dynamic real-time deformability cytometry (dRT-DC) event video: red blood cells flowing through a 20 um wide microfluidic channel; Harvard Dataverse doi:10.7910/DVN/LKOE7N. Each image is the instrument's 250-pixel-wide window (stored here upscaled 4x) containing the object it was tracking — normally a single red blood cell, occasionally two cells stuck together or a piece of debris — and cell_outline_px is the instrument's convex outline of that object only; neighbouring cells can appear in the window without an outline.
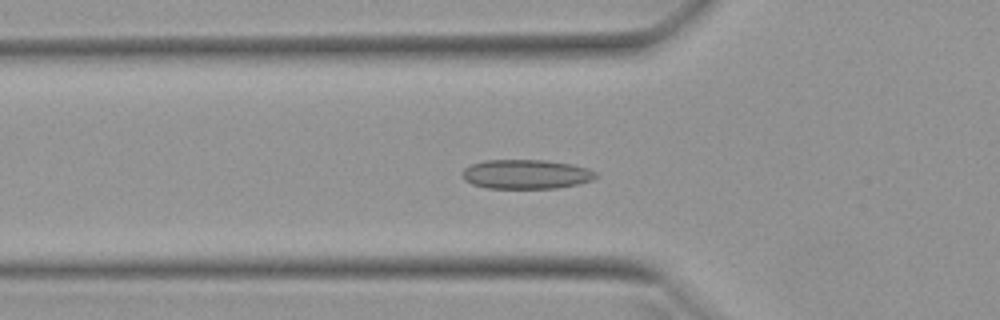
{"species": "Egyptian fruit bat (a non-hibernating species)", "species_latin": "Rousettus aegyptiacus", "temperature_condition": "warm", "stored_images_in_passage": 44, "camera_frame_rate_fps": 3000, "um_per_image_px": 0.085, "animal": {"sex": "female"}, "frame": {"image": 1, "passage_image": 10, "time_ms": 3.0, "image_size_px": [1000, 320], "cell_outline_px": [[600, 176], [592, 180], [580, 184], [556, 188], [488, 188], [472, 184], [464, 180], [464, 168], [472, 164], [484, 160], [544, 160], [572, 164], [588, 168], [596, 172]], "centroid_in_image_um": [44.77, 14.81], "position_along_channel_um": 81.0, "area_um2": 22.89}}
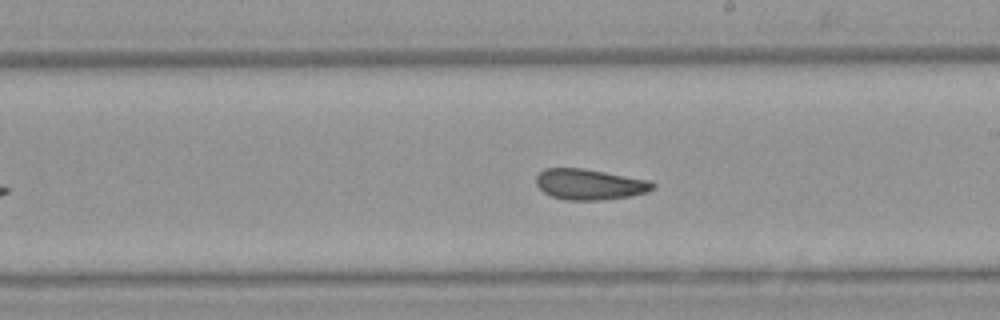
{"frame": {"image": 2, "passage_image": 22, "time_ms": 7.0, "image_size_px": [1000, 320], "cell_outline_px": [[656, 188], [648, 192], [628, 196], [600, 200], [568, 200], [552, 196], [544, 192], [536, 184], [536, 176], [544, 168], [584, 168], [648, 180], [656, 184]], "centroid_in_image_um": [50.12, 15.66], "position_along_channel_um": 238.9, "area_um2": 20.81}}
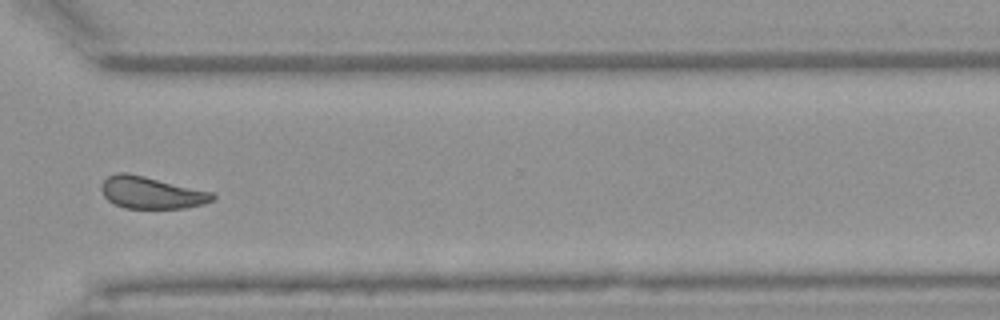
{"frame": {"image": 3, "passage_image": 31, "time_ms": 10.0, "image_size_px": [1000, 320], "cell_outline_px": [[216, 196], [212, 200], [204, 204], [184, 208], [124, 208], [108, 200], [104, 196], [100, 188], [100, 184], [108, 176], [116, 172], [124, 172], [144, 176], [212, 192]], "centroid_in_image_um": [12.83, 16.37], "position_along_channel_um": 357.8, "area_um2": 20.63}, "authors_computed_cell_mechanics": {"area_um2": 21.3571, "velocity_mm_per_s": 3.9459, "shape_relaxation_time_tau1_ms": null, "shape_relaxation_time_tau2_ms": 2.7979, "deformation_change_tau1": null, "deformation_change_tau2": 0.0847}}